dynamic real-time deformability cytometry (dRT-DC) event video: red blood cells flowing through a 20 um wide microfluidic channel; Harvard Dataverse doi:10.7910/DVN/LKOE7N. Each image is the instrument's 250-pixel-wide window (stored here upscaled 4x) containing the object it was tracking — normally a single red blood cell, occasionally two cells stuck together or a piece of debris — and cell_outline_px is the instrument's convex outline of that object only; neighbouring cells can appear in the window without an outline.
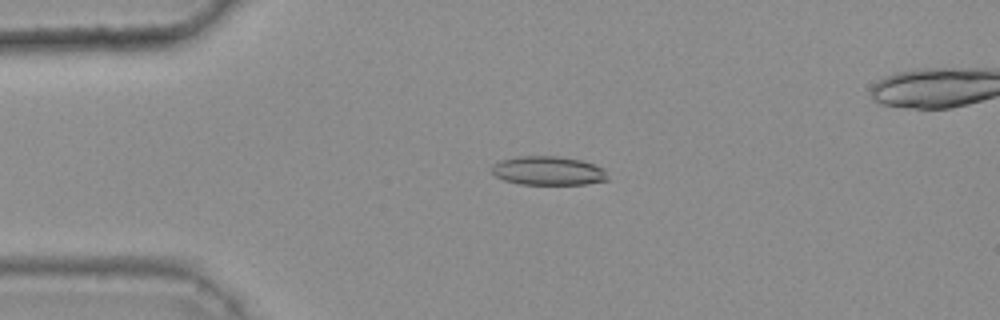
{"species": "common noctule bat (a hibernating species)", "species_latin": "Nyctalus noctula", "temperature_condition": "warm", "stored_images_in_passage": 20, "camera_frame_rate_fps": 3000, "um_per_image_px": 0.085, "animal": {"sex": "female", "body_mass_g": 25.1}, "frame": {"image": 1, "passage_image": 12, "time_ms": 3.667, "image_size_px": [1000, 320], "cell_outline_px": [[608, 180], [588, 184], [520, 184], [504, 180], [496, 176], [488, 168], [492, 164], [500, 160], [516, 156], [556, 156], [580, 160], [604, 168], [608, 176]], "centroid_in_image_um": [46.56, 14.51], "position_along_channel_um": 38.4, "area_um2": 19.65}}
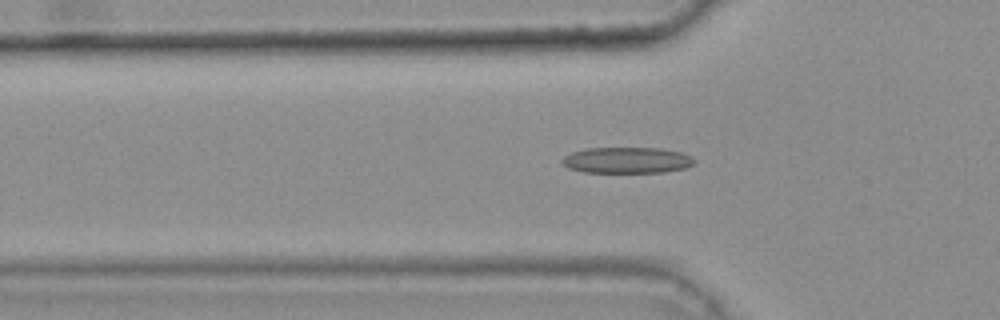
{"frame": {"image": 2, "passage_image": 17, "time_ms": 5.333, "image_size_px": [1000, 320], "cell_outline_px": [[696, 160], [688, 168], [664, 172], [584, 172], [568, 168], [560, 160], [564, 156], [572, 152], [584, 148], [660, 148], [680, 152], [692, 156]], "centroid_in_image_um": [53.3, 13.61], "position_along_channel_um": 72.5, "area_um2": 20.17}}